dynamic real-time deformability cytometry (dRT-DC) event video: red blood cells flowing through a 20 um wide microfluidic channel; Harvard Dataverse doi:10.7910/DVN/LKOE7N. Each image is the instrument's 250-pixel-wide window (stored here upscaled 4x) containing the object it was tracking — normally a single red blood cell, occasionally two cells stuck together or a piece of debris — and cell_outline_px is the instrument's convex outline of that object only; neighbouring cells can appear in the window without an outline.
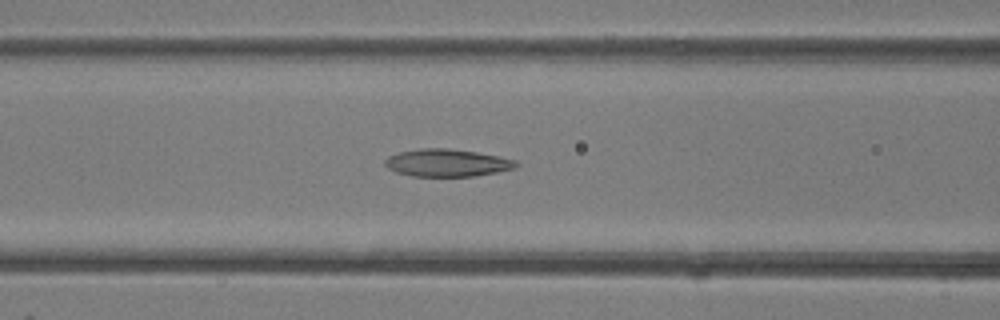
{"species": "common noctule bat (a hibernating species)", "species_latin": "Nyctalus noctula", "temperature_condition": "room temperature", "stored_images_in_passage": 36, "camera_frame_rate_fps": 3000, "um_per_image_px": 0.085, "animal": {"sex": "female"}, "frame": {"image": 1, "passage_image": 13, "time_ms": 4.0, "image_size_px": [1000, 320], "cell_outline_px": [[520, 164], [516, 168], [496, 172], [472, 176], [412, 176], [396, 172], [388, 168], [384, 164], [384, 160], [388, 156], [400, 152], [420, 148], [448, 148], [476, 152], [516, 160]], "centroid_in_image_um": [37.99, 13.84], "position_along_channel_um": 128.6, "area_um2": 20.92}}
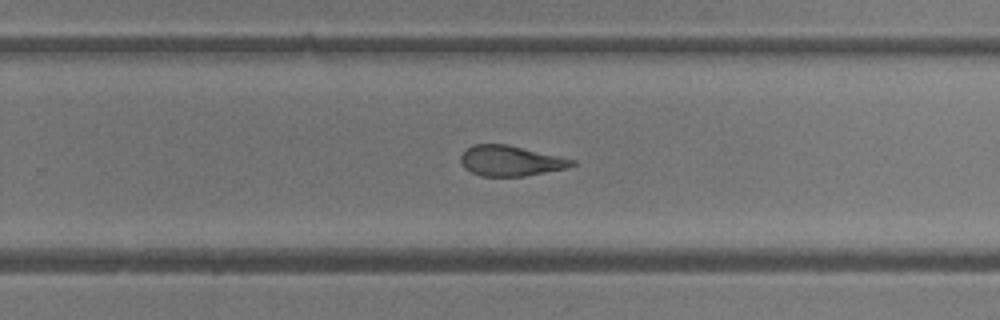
{"frame": {"image": 2, "passage_image": 22, "time_ms": 7.0, "image_size_px": [1000, 320], "cell_outline_px": [[576, 164], [564, 168], [524, 176], [480, 176], [464, 168], [460, 160], [460, 156], [472, 144], [508, 144], [576, 160]], "centroid_in_image_um": [43.37, 13.66], "position_along_channel_um": 286.4, "area_um2": 19.54}}
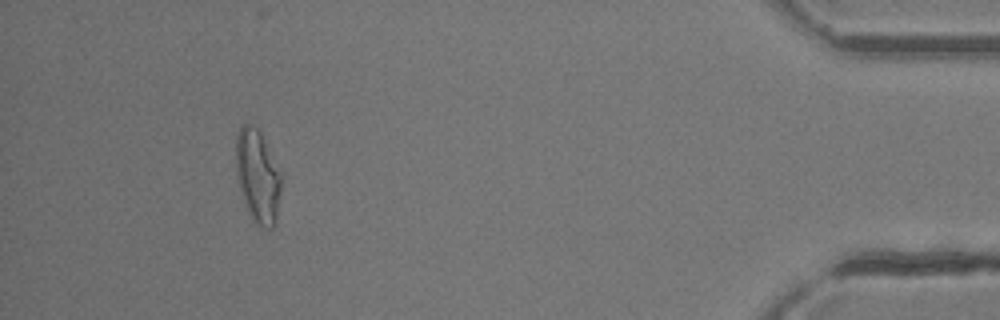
{"frame": {"image": 3, "passage_image": 33, "time_ms": 10.667, "image_size_px": [1000, 320], "cell_outline_px": [[280, 192], [276, 224], [272, 228], [260, 228], [252, 220], [244, 204], [236, 176], [236, 132], [240, 124], [252, 124], [260, 132], [280, 172]], "centroid_in_image_um": [21.87, 15.01], "position_along_channel_um": 413.3, "area_um2": 24.68}}